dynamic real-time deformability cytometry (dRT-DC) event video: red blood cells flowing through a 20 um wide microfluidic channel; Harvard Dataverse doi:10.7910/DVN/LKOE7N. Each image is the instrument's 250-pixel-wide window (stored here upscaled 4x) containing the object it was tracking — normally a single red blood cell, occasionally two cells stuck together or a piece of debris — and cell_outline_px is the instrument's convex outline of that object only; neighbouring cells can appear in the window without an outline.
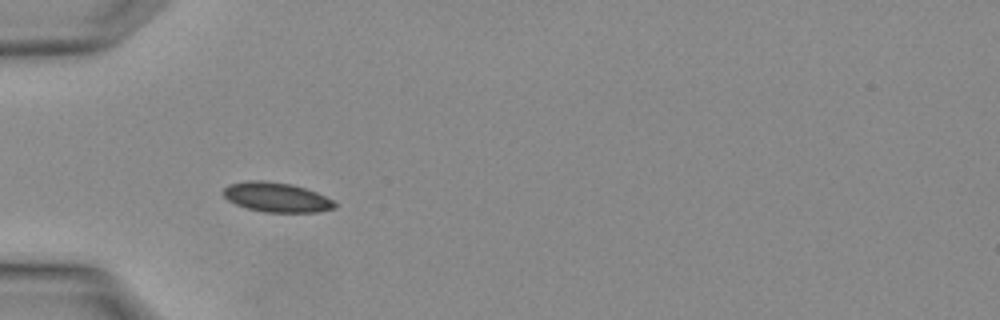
{"species": "Egyptian fruit bat (a non-hibernating species)", "species_latin": "Rousettus aegyptiacus", "temperature_condition": "warm", "stored_images_in_passage": 1, "camera_frame_rate_fps": 3000, "um_per_image_px": 0.085, "animal": {"sex": "female"}, "frame": {"image": 1, "passage_image": 1, "time_ms": 0.0, "image_size_px": [1000, 320], "cell_outline_px": [[336, 208], [316, 212], [264, 212], [248, 208], [236, 204], [228, 200], [220, 192], [228, 184], [248, 180], [264, 180], [292, 184], [316, 192], [332, 200], [336, 204]], "centroid_in_image_um": [23.46, 16.75], "position_along_channel_um": 61.5, "area_um2": 19.25}}